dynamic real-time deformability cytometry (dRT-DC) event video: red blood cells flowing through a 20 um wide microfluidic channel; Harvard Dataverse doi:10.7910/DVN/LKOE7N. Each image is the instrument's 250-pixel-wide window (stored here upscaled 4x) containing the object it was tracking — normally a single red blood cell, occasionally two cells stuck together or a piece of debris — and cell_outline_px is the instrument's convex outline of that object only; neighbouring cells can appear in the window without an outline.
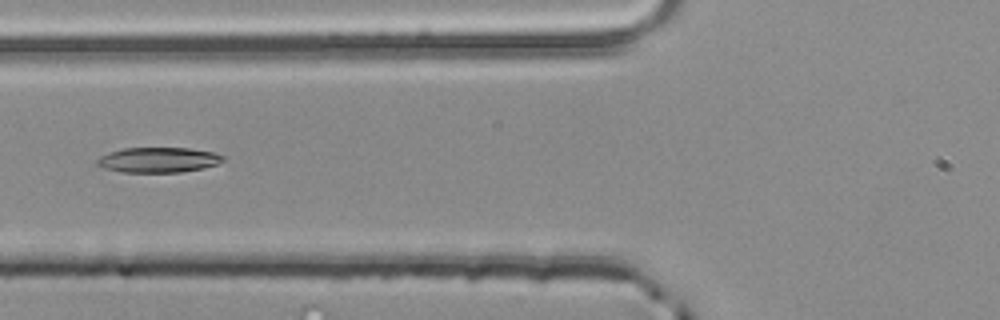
{"species": "common noctule bat (a hibernating species)", "species_latin": "Nyctalus noctula", "temperature_condition": "room temperature", "stored_images_in_passage": 4, "camera_frame_rate_fps": 3000, "um_per_image_px": 0.085, "animal": {"sex": "male", "body_mass_g": 20.4}, "frame": {"image": 1, "passage_image": 4, "time_ms": 1.0, "image_size_px": [1000, 320], "cell_outline_px": [[224, 160], [216, 164], [204, 168], [180, 172], [120, 172], [104, 168], [96, 164], [96, 160], [100, 156], [108, 152], [124, 148], [188, 148], [212, 152], [224, 156]], "centroid_in_image_um": [13.42, 13.59], "position_along_channel_um": 112.4, "area_um2": 18.44}}